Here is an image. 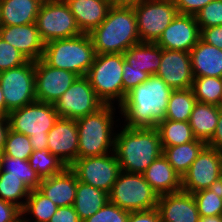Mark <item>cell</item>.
I'll return each instance as SVG.
<instances>
[{
	"instance_id": "cell-45",
	"label": "cell",
	"mask_w": 222,
	"mask_h": 222,
	"mask_svg": "<svg viewBox=\"0 0 222 222\" xmlns=\"http://www.w3.org/2000/svg\"><path fill=\"white\" fill-rule=\"evenodd\" d=\"M200 30L202 41L222 50V25Z\"/></svg>"
},
{
	"instance_id": "cell-22",
	"label": "cell",
	"mask_w": 222,
	"mask_h": 222,
	"mask_svg": "<svg viewBox=\"0 0 222 222\" xmlns=\"http://www.w3.org/2000/svg\"><path fill=\"white\" fill-rule=\"evenodd\" d=\"M82 33L89 34L107 17L111 0H64Z\"/></svg>"
},
{
	"instance_id": "cell-1",
	"label": "cell",
	"mask_w": 222,
	"mask_h": 222,
	"mask_svg": "<svg viewBox=\"0 0 222 222\" xmlns=\"http://www.w3.org/2000/svg\"><path fill=\"white\" fill-rule=\"evenodd\" d=\"M173 89L159 76L150 75L148 80L127 92L120 107L126 127L156 128L165 119L168 100Z\"/></svg>"
},
{
	"instance_id": "cell-14",
	"label": "cell",
	"mask_w": 222,
	"mask_h": 222,
	"mask_svg": "<svg viewBox=\"0 0 222 222\" xmlns=\"http://www.w3.org/2000/svg\"><path fill=\"white\" fill-rule=\"evenodd\" d=\"M104 103L98 98L86 76H78L54 103L59 118L78 119L95 113Z\"/></svg>"
},
{
	"instance_id": "cell-38",
	"label": "cell",
	"mask_w": 222,
	"mask_h": 222,
	"mask_svg": "<svg viewBox=\"0 0 222 222\" xmlns=\"http://www.w3.org/2000/svg\"><path fill=\"white\" fill-rule=\"evenodd\" d=\"M33 151L28 136L9 129L3 154L12 158L28 160Z\"/></svg>"
},
{
	"instance_id": "cell-25",
	"label": "cell",
	"mask_w": 222,
	"mask_h": 222,
	"mask_svg": "<svg viewBox=\"0 0 222 222\" xmlns=\"http://www.w3.org/2000/svg\"><path fill=\"white\" fill-rule=\"evenodd\" d=\"M42 0H0V25L36 23Z\"/></svg>"
},
{
	"instance_id": "cell-12",
	"label": "cell",
	"mask_w": 222,
	"mask_h": 222,
	"mask_svg": "<svg viewBox=\"0 0 222 222\" xmlns=\"http://www.w3.org/2000/svg\"><path fill=\"white\" fill-rule=\"evenodd\" d=\"M222 181V152L205 146L182 177V191H197L216 187Z\"/></svg>"
},
{
	"instance_id": "cell-19",
	"label": "cell",
	"mask_w": 222,
	"mask_h": 222,
	"mask_svg": "<svg viewBox=\"0 0 222 222\" xmlns=\"http://www.w3.org/2000/svg\"><path fill=\"white\" fill-rule=\"evenodd\" d=\"M0 37L18 49L28 60L42 59L45 43L40 38L36 23L0 25Z\"/></svg>"
},
{
	"instance_id": "cell-7",
	"label": "cell",
	"mask_w": 222,
	"mask_h": 222,
	"mask_svg": "<svg viewBox=\"0 0 222 222\" xmlns=\"http://www.w3.org/2000/svg\"><path fill=\"white\" fill-rule=\"evenodd\" d=\"M124 61L121 53L96 54L94 63L86 74L90 85L104 105H113L114 99H117L119 106L123 102Z\"/></svg>"
},
{
	"instance_id": "cell-42",
	"label": "cell",
	"mask_w": 222,
	"mask_h": 222,
	"mask_svg": "<svg viewBox=\"0 0 222 222\" xmlns=\"http://www.w3.org/2000/svg\"><path fill=\"white\" fill-rule=\"evenodd\" d=\"M150 77V74L147 72H143L136 67L130 66L127 62L124 61L123 66V101L126 97L127 92H129L132 88L138 86L139 84L145 82Z\"/></svg>"
},
{
	"instance_id": "cell-27",
	"label": "cell",
	"mask_w": 222,
	"mask_h": 222,
	"mask_svg": "<svg viewBox=\"0 0 222 222\" xmlns=\"http://www.w3.org/2000/svg\"><path fill=\"white\" fill-rule=\"evenodd\" d=\"M219 118V107L197 102L190 116V126L196 139L206 144L215 133Z\"/></svg>"
},
{
	"instance_id": "cell-50",
	"label": "cell",
	"mask_w": 222,
	"mask_h": 222,
	"mask_svg": "<svg viewBox=\"0 0 222 222\" xmlns=\"http://www.w3.org/2000/svg\"><path fill=\"white\" fill-rule=\"evenodd\" d=\"M114 6L133 7L146 0H111Z\"/></svg>"
},
{
	"instance_id": "cell-15",
	"label": "cell",
	"mask_w": 222,
	"mask_h": 222,
	"mask_svg": "<svg viewBox=\"0 0 222 222\" xmlns=\"http://www.w3.org/2000/svg\"><path fill=\"white\" fill-rule=\"evenodd\" d=\"M74 72L50 67L42 59L35 61V95L39 102L54 104L73 84Z\"/></svg>"
},
{
	"instance_id": "cell-20",
	"label": "cell",
	"mask_w": 222,
	"mask_h": 222,
	"mask_svg": "<svg viewBox=\"0 0 222 222\" xmlns=\"http://www.w3.org/2000/svg\"><path fill=\"white\" fill-rule=\"evenodd\" d=\"M157 209L161 222H199L200 219L193 194L182 190L159 196Z\"/></svg>"
},
{
	"instance_id": "cell-49",
	"label": "cell",
	"mask_w": 222,
	"mask_h": 222,
	"mask_svg": "<svg viewBox=\"0 0 222 222\" xmlns=\"http://www.w3.org/2000/svg\"><path fill=\"white\" fill-rule=\"evenodd\" d=\"M9 129H10V124L8 117L0 116V151L2 152L5 147L6 137Z\"/></svg>"
},
{
	"instance_id": "cell-47",
	"label": "cell",
	"mask_w": 222,
	"mask_h": 222,
	"mask_svg": "<svg viewBox=\"0 0 222 222\" xmlns=\"http://www.w3.org/2000/svg\"><path fill=\"white\" fill-rule=\"evenodd\" d=\"M127 222H161L160 214L157 208L146 210L130 212Z\"/></svg>"
},
{
	"instance_id": "cell-34",
	"label": "cell",
	"mask_w": 222,
	"mask_h": 222,
	"mask_svg": "<svg viewBox=\"0 0 222 222\" xmlns=\"http://www.w3.org/2000/svg\"><path fill=\"white\" fill-rule=\"evenodd\" d=\"M191 88L197 102L220 107L222 99V78L212 76L195 77Z\"/></svg>"
},
{
	"instance_id": "cell-2",
	"label": "cell",
	"mask_w": 222,
	"mask_h": 222,
	"mask_svg": "<svg viewBox=\"0 0 222 222\" xmlns=\"http://www.w3.org/2000/svg\"><path fill=\"white\" fill-rule=\"evenodd\" d=\"M114 138V152L123 172L142 174L163 154L157 128H129L124 125Z\"/></svg>"
},
{
	"instance_id": "cell-18",
	"label": "cell",
	"mask_w": 222,
	"mask_h": 222,
	"mask_svg": "<svg viewBox=\"0 0 222 222\" xmlns=\"http://www.w3.org/2000/svg\"><path fill=\"white\" fill-rule=\"evenodd\" d=\"M50 153L69 167L78 158L79 134L75 119L58 118L48 131Z\"/></svg>"
},
{
	"instance_id": "cell-21",
	"label": "cell",
	"mask_w": 222,
	"mask_h": 222,
	"mask_svg": "<svg viewBox=\"0 0 222 222\" xmlns=\"http://www.w3.org/2000/svg\"><path fill=\"white\" fill-rule=\"evenodd\" d=\"M38 190L58 207L73 206L77 190L76 175L66 167L61 173L42 179Z\"/></svg>"
},
{
	"instance_id": "cell-30",
	"label": "cell",
	"mask_w": 222,
	"mask_h": 222,
	"mask_svg": "<svg viewBox=\"0 0 222 222\" xmlns=\"http://www.w3.org/2000/svg\"><path fill=\"white\" fill-rule=\"evenodd\" d=\"M162 149L178 146L196 140L189 121H174L164 119L157 125Z\"/></svg>"
},
{
	"instance_id": "cell-24",
	"label": "cell",
	"mask_w": 222,
	"mask_h": 222,
	"mask_svg": "<svg viewBox=\"0 0 222 222\" xmlns=\"http://www.w3.org/2000/svg\"><path fill=\"white\" fill-rule=\"evenodd\" d=\"M190 58L193 76L222 78V50L201 39L191 49Z\"/></svg>"
},
{
	"instance_id": "cell-5",
	"label": "cell",
	"mask_w": 222,
	"mask_h": 222,
	"mask_svg": "<svg viewBox=\"0 0 222 222\" xmlns=\"http://www.w3.org/2000/svg\"><path fill=\"white\" fill-rule=\"evenodd\" d=\"M113 107V105H104L95 113L76 119L79 134L78 158L102 156L110 154V151L114 152L115 133L112 132V126L115 107Z\"/></svg>"
},
{
	"instance_id": "cell-48",
	"label": "cell",
	"mask_w": 222,
	"mask_h": 222,
	"mask_svg": "<svg viewBox=\"0 0 222 222\" xmlns=\"http://www.w3.org/2000/svg\"><path fill=\"white\" fill-rule=\"evenodd\" d=\"M207 146L217 149L222 152V108L219 107V118L217 127L211 140L207 143Z\"/></svg>"
},
{
	"instance_id": "cell-4",
	"label": "cell",
	"mask_w": 222,
	"mask_h": 222,
	"mask_svg": "<svg viewBox=\"0 0 222 222\" xmlns=\"http://www.w3.org/2000/svg\"><path fill=\"white\" fill-rule=\"evenodd\" d=\"M95 57L96 51L89 34L82 33L72 38L45 43L42 60L50 67L86 76Z\"/></svg>"
},
{
	"instance_id": "cell-16",
	"label": "cell",
	"mask_w": 222,
	"mask_h": 222,
	"mask_svg": "<svg viewBox=\"0 0 222 222\" xmlns=\"http://www.w3.org/2000/svg\"><path fill=\"white\" fill-rule=\"evenodd\" d=\"M200 36L195 16L177 14L155 43L163 49L190 52Z\"/></svg>"
},
{
	"instance_id": "cell-11",
	"label": "cell",
	"mask_w": 222,
	"mask_h": 222,
	"mask_svg": "<svg viewBox=\"0 0 222 222\" xmlns=\"http://www.w3.org/2000/svg\"><path fill=\"white\" fill-rule=\"evenodd\" d=\"M133 9L141 42L155 43L178 14L173 0H146Z\"/></svg>"
},
{
	"instance_id": "cell-28",
	"label": "cell",
	"mask_w": 222,
	"mask_h": 222,
	"mask_svg": "<svg viewBox=\"0 0 222 222\" xmlns=\"http://www.w3.org/2000/svg\"><path fill=\"white\" fill-rule=\"evenodd\" d=\"M108 201L109 196L107 192L77 180L73 207L82 222L93 216Z\"/></svg>"
},
{
	"instance_id": "cell-17",
	"label": "cell",
	"mask_w": 222,
	"mask_h": 222,
	"mask_svg": "<svg viewBox=\"0 0 222 222\" xmlns=\"http://www.w3.org/2000/svg\"><path fill=\"white\" fill-rule=\"evenodd\" d=\"M155 75L173 90L191 88L194 76L190 53L162 48L161 63Z\"/></svg>"
},
{
	"instance_id": "cell-35",
	"label": "cell",
	"mask_w": 222,
	"mask_h": 222,
	"mask_svg": "<svg viewBox=\"0 0 222 222\" xmlns=\"http://www.w3.org/2000/svg\"><path fill=\"white\" fill-rule=\"evenodd\" d=\"M28 162L41 180L59 174L67 167L48 148L33 151Z\"/></svg>"
},
{
	"instance_id": "cell-13",
	"label": "cell",
	"mask_w": 222,
	"mask_h": 222,
	"mask_svg": "<svg viewBox=\"0 0 222 222\" xmlns=\"http://www.w3.org/2000/svg\"><path fill=\"white\" fill-rule=\"evenodd\" d=\"M111 155L77 158L69 168L78 181L109 193L121 172L115 152Z\"/></svg>"
},
{
	"instance_id": "cell-8",
	"label": "cell",
	"mask_w": 222,
	"mask_h": 222,
	"mask_svg": "<svg viewBox=\"0 0 222 222\" xmlns=\"http://www.w3.org/2000/svg\"><path fill=\"white\" fill-rule=\"evenodd\" d=\"M109 201L128 212L157 208L159 196L143 174L121 171L108 193Z\"/></svg>"
},
{
	"instance_id": "cell-51",
	"label": "cell",
	"mask_w": 222,
	"mask_h": 222,
	"mask_svg": "<svg viewBox=\"0 0 222 222\" xmlns=\"http://www.w3.org/2000/svg\"><path fill=\"white\" fill-rule=\"evenodd\" d=\"M0 116H6V105H5V100H4L1 84H0Z\"/></svg>"
},
{
	"instance_id": "cell-44",
	"label": "cell",
	"mask_w": 222,
	"mask_h": 222,
	"mask_svg": "<svg viewBox=\"0 0 222 222\" xmlns=\"http://www.w3.org/2000/svg\"><path fill=\"white\" fill-rule=\"evenodd\" d=\"M22 218V209L20 207L0 198V222H18Z\"/></svg>"
},
{
	"instance_id": "cell-26",
	"label": "cell",
	"mask_w": 222,
	"mask_h": 222,
	"mask_svg": "<svg viewBox=\"0 0 222 222\" xmlns=\"http://www.w3.org/2000/svg\"><path fill=\"white\" fill-rule=\"evenodd\" d=\"M125 62L150 75H155L162 57V47L156 43L140 42L123 53Z\"/></svg>"
},
{
	"instance_id": "cell-53",
	"label": "cell",
	"mask_w": 222,
	"mask_h": 222,
	"mask_svg": "<svg viewBox=\"0 0 222 222\" xmlns=\"http://www.w3.org/2000/svg\"><path fill=\"white\" fill-rule=\"evenodd\" d=\"M1 157H2V151H0V165H1Z\"/></svg>"
},
{
	"instance_id": "cell-32",
	"label": "cell",
	"mask_w": 222,
	"mask_h": 222,
	"mask_svg": "<svg viewBox=\"0 0 222 222\" xmlns=\"http://www.w3.org/2000/svg\"><path fill=\"white\" fill-rule=\"evenodd\" d=\"M0 171L7 172V176L21 179L30 189H38L41 183L40 177L31 168L28 160L12 158L2 153Z\"/></svg>"
},
{
	"instance_id": "cell-3",
	"label": "cell",
	"mask_w": 222,
	"mask_h": 222,
	"mask_svg": "<svg viewBox=\"0 0 222 222\" xmlns=\"http://www.w3.org/2000/svg\"><path fill=\"white\" fill-rule=\"evenodd\" d=\"M89 36L96 54L125 53L141 42L133 7L113 5L105 20Z\"/></svg>"
},
{
	"instance_id": "cell-29",
	"label": "cell",
	"mask_w": 222,
	"mask_h": 222,
	"mask_svg": "<svg viewBox=\"0 0 222 222\" xmlns=\"http://www.w3.org/2000/svg\"><path fill=\"white\" fill-rule=\"evenodd\" d=\"M206 145L204 141L196 139L178 146L163 148V156L182 178Z\"/></svg>"
},
{
	"instance_id": "cell-31",
	"label": "cell",
	"mask_w": 222,
	"mask_h": 222,
	"mask_svg": "<svg viewBox=\"0 0 222 222\" xmlns=\"http://www.w3.org/2000/svg\"><path fill=\"white\" fill-rule=\"evenodd\" d=\"M196 103L192 88L173 90L168 100L165 119L189 121Z\"/></svg>"
},
{
	"instance_id": "cell-43",
	"label": "cell",
	"mask_w": 222,
	"mask_h": 222,
	"mask_svg": "<svg viewBox=\"0 0 222 222\" xmlns=\"http://www.w3.org/2000/svg\"><path fill=\"white\" fill-rule=\"evenodd\" d=\"M178 14L195 16L204 6L213 0H173Z\"/></svg>"
},
{
	"instance_id": "cell-37",
	"label": "cell",
	"mask_w": 222,
	"mask_h": 222,
	"mask_svg": "<svg viewBox=\"0 0 222 222\" xmlns=\"http://www.w3.org/2000/svg\"><path fill=\"white\" fill-rule=\"evenodd\" d=\"M192 194L200 217L222 215V190L220 185Z\"/></svg>"
},
{
	"instance_id": "cell-40",
	"label": "cell",
	"mask_w": 222,
	"mask_h": 222,
	"mask_svg": "<svg viewBox=\"0 0 222 222\" xmlns=\"http://www.w3.org/2000/svg\"><path fill=\"white\" fill-rule=\"evenodd\" d=\"M129 215L130 212L108 201L93 216L87 218L83 222H127Z\"/></svg>"
},
{
	"instance_id": "cell-23",
	"label": "cell",
	"mask_w": 222,
	"mask_h": 222,
	"mask_svg": "<svg viewBox=\"0 0 222 222\" xmlns=\"http://www.w3.org/2000/svg\"><path fill=\"white\" fill-rule=\"evenodd\" d=\"M158 196L182 190V178L163 154L142 173Z\"/></svg>"
},
{
	"instance_id": "cell-52",
	"label": "cell",
	"mask_w": 222,
	"mask_h": 222,
	"mask_svg": "<svg viewBox=\"0 0 222 222\" xmlns=\"http://www.w3.org/2000/svg\"><path fill=\"white\" fill-rule=\"evenodd\" d=\"M199 222H222L221 215L200 217Z\"/></svg>"
},
{
	"instance_id": "cell-6",
	"label": "cell",
	"mask_w": 222,
	"mask_h": 222,
	"mask_svg": "<svg viewBox=\"0 0 222 222\" xmlns=\"http://www.w3.org/2000/svg\"><path fill=\"white\" fill-rule=\"evenodd\" d=\"M59 116L54 104L35 101L8 114L10 129L29 137L34 151L47 149L48 131Z\"/></svg>"
},
{
	"instance_id": "cell-9",
	"label": "cell",
	"mask_w": 222,
	"mask_h": 222,
	"mask_svg": "<svg viewBox=\"0 0 222 222\" xmlns=\"http://www.w3.org/2000/svg\"><path fill=\"white\" fill-rule=\"evenodd\" d=\"M36 25L44 43L82 34L64 0H44L38 11Z\"/></svg>"
},
{
	"instance_id": "cell-10",
	"label": "cell",
	"mask_w": 222,
	"mask_h": 222,
	"mask_svg": "<svg viewBox=\"0 0 222 222\" xmlns=\"http://www.w3.org/2000/svg\"><path fill=\"white\" fill-rule=\"evenodd\" d=\"M0 84L6 105V117L10 111L35 101V61L28 60L19 67L0 72Z\"/></svg>"
},
{
	"instance_id": "cell-41",
	"label": "cell",
	"mask_w": 222,
	"mask_h": 222,
	"mask_svg": "<svg viewBox=\"0 0 222 222\" xmlns=\"http://www.w3.org/2000/svg\"><path fill=\"white\" fill-rule=\"evenodd\" d=\"M28 59L0 37V72L25 64Z\"/></svg>"
},
{
	"instance_id": "cell-33",
	"label": "cell",
	"mask_w": 222,
	"mask_h": 222,
	"mask_svg": "<svg viewBox=\"0 0 222 222\" xmlns=\"http://www.w3.org/2000/svg\"><path fill=\"white\" fill-rule=\"evenodd\" d=\"M58 206L48 197L42 194L38 189H33L27 198L26 204L22 209V215H33L34 222H49L50 218L56 213ZM25 222L30 220L23 218ZM26 219V220H25Z\"/></svg>"
},
{
	"instance_id": "cell-46",
	"label": "cell",
	"mask_w": 222,
	"mask_h": 222,
	"mask_svg": "<svg viewBox=\"0 0 222 222\" xmlns=\"http://www.w3.org/2000/svg\"><path fill=\"white\" fill-rule=\"evenodd\" d=\"M49 222H82L73 206L58 207Z\"/></svg>"
},
{
	"instance_id": "cell-36",
	"label": "cell",
	"mask_w": 222,
	"mask_h": 222,
	"mask_svg": "<svg viewBox=\"0 0 222 222\" xmlns=\"http://www.w3.org/2000/svg\"><path fill=\"white\" fill-rule=\"evenodd\" d=\"M30 189L19 178L7 176V172L0 171V198L20 207L24 208L27 198L30 194ZM25 198V201H18Z\"/></svg>"
},
{
	"instance_id": "cell-39",
	"label": "cell",
	"mask_w": 222,
	"mask_h": 222,
	"mask_svg": "<svg viewBox=\"0 0 222 222\" xmlns=\"http://www.w3.org/2000/svg\"><path fill=\"white\" fill-rule=\"evenodd\" d=\"M200 29L222 25V0H213L195 15Z\"/></svg>"
}]
</instances>
